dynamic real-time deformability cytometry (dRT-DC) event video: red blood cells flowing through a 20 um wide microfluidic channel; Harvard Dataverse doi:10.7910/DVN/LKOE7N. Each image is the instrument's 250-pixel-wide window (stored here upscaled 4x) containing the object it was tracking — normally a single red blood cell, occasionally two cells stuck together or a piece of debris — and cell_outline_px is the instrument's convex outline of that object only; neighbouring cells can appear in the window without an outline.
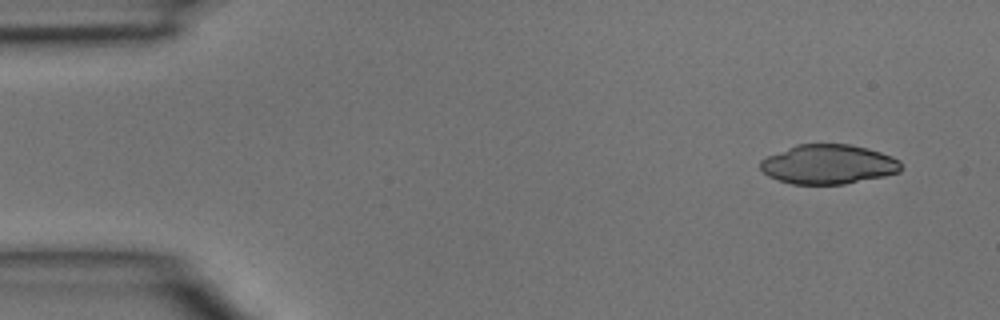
{"species": "common noctule bat (a hibernating species)", "species_latin": "Nyctalus noctula", "temperature_condition": "room temperature", "stored_images_in_passage": 5, "camera_frame_rate_fps": 3000, "um_per_image_px": 0.085, "animal": {"sex": "male", "body_mass_g": 15.6}, "frame": {"image": 1, "passage_image": 1, "time_ms": 0.0, "image_size_px": [1000, 320], "cell_outline_px": [[900, 172], [884, 176], [844, 184], [792, 184], [776, 180], [768, 176], [760, 168], [760, 160], [768, 156], [796, 144], [848, 144], [868, 148], [892, 156], [900, 160]], "centroid_in_image_um": [70.4, 13.97], "position_along_channel_um": 14.6, "area_um2": 32.37}}